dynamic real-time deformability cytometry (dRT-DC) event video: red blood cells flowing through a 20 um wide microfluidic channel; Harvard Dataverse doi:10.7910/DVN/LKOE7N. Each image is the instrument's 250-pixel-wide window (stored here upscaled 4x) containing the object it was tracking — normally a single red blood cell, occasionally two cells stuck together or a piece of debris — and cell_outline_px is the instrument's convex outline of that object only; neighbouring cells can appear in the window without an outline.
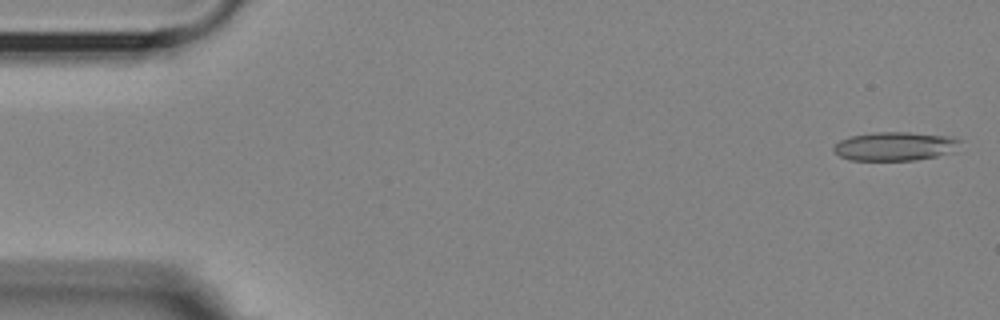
{"species": "Egyptian fruit bat (a non-hibernating species)", "species_latin": "Rousettus aegyptiacus", "temperature_condition": "room temperature", "stored_images_in_passage": 12, "camera_frame_rate_fps": 3000, "um_per_image_px": 0.085, "animal": {"sex": "female"}, "frame": {"image": 1, "passage_image": 1, "time_ms": 0.0, "image_size_px": [1000, 320], "cell_outline_px": [[964, 140], [956, 152], [916, 160], [848, 160], [840, 156], [832, 148], [840, 140], [852, 136], [876, 132], [908, 132], [952, 136]], "centroid_in_image_um": [76.17, 12.43], "position_along_channel_um": 8.8, "area_um2": 21.44}}